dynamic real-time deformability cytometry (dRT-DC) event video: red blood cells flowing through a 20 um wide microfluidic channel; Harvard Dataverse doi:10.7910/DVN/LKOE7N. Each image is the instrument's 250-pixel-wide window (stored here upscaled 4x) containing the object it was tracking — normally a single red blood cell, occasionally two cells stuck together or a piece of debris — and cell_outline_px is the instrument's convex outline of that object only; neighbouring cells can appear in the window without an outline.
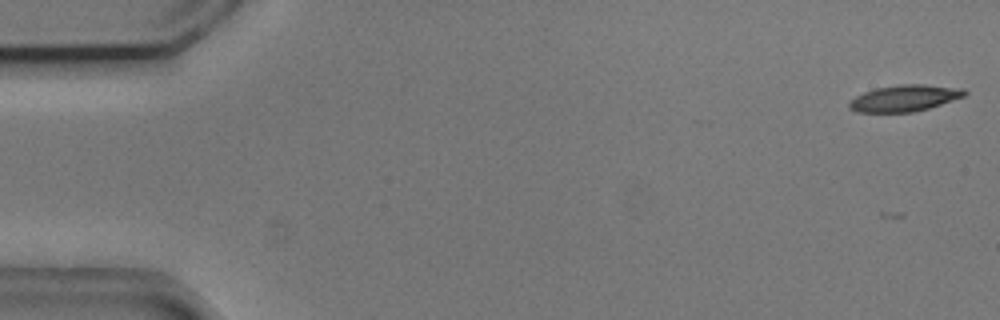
{"species": "common noctule bat (a hibernating species)", "species_latin": "Nyctalus noctula", "temperature_condition": "cold", "stored_images_in_passage": 3, "camera_frame_rate_fps": 3000, "um_per_image_px": 0.085, "animal": {"sex": "male", "body_mass_g": 20.5, "forearm_length_mm": 52.5}, "frame": {"image": 1, "passage_image": 1, "time_ms": 0.0, "image_size_px": [1000, 320], "cell_outline_px": [[968, 92], [964, 96], [928, 108], [912, 112], [856, 112], [848, 108], [848, 104], [856, 96], [864, 92], [876, 88], [900, 84], [924, 84], [964, 88]], "centroid_in_image_um": [76.88, 8.33], "position_along_channel_um": 8.1, "area_um2": 17.69}}